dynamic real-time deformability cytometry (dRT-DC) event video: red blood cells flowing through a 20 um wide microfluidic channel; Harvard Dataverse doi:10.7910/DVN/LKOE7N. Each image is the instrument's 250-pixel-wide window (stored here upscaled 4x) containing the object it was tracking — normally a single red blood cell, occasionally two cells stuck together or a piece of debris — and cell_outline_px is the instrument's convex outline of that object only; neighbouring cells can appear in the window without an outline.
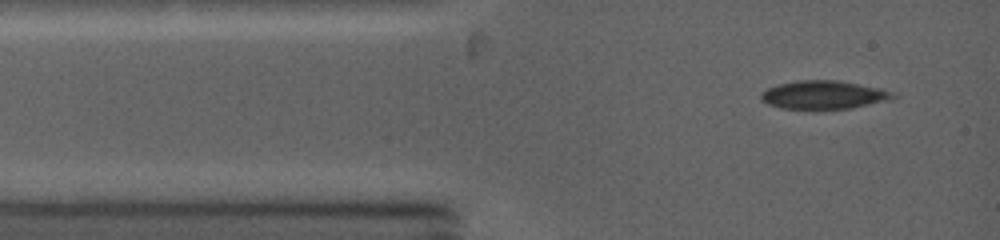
{"species": "common noctule bat (a hibernating species)", "species_latin": "Nyctalus noctula", "temperature_condition": "warm", "stored_images_in_passage": 6, "camera_frame_rate_fps": 5000, "um_per_image_px": 0.085, "animal": {"sex": "female", "body_mass_g": 19.0, "forearm_length_mm": 53.3}, "frame": {"image": 1, "passage_image": 1, "time_ms": 0.0, "image_size_px": [1000, 240], "cell_outline_px": [[900, 92], [892, 100], [852, 108], [780, 108], [768, 104], [760, 100], [760, 92], [776, 84], [796, 80], [836, 80], [880, 88]], "centroid_in_image_um": [70.05, 8.05], "position_along_channel_um": 15.0, "area_um2": 22.02}}
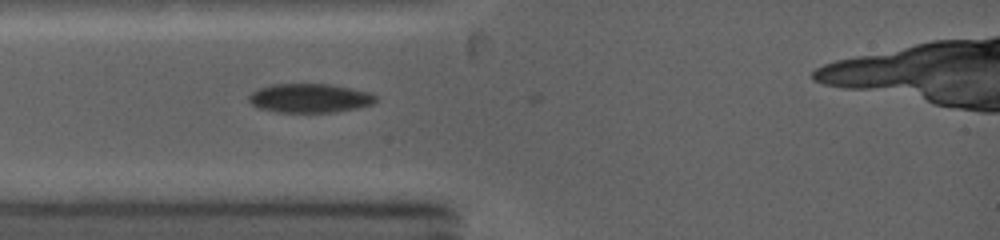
{"frame": {"image": 2, "passage_image": 4, "time_ms": 1.8, "image_size_px": [1000, 240], "cell_outline_px": [[376, 100], [372, 104], [356, 108], [336, 112], [276, 112], [256, 108], [248, 100], [248, 96], [252, 92], [260, 88], [272, 84], [332, 84], [352, 88], [368, 92], [376, 96]], "centroid_in_image_um": [26.3, 8.34], "position_along_channel_um": 58.7, "area_um2": 21.5}}